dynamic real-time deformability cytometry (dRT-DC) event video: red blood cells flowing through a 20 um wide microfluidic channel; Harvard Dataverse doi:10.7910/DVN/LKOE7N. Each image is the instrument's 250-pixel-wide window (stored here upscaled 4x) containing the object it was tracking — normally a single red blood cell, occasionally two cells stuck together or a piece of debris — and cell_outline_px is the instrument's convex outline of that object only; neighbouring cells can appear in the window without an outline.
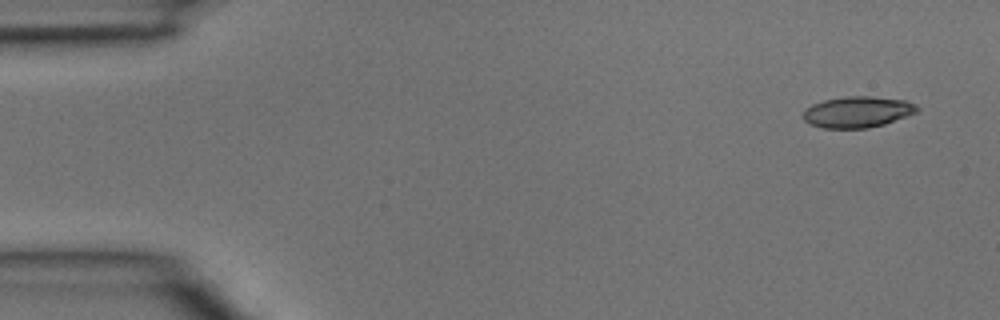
{"species": "common noctule bat (a hibernating species)", "species_latin": "Nyctalus noctula", "temperature_condition": "room temperature", "stored_images_in_passage": 3, "camera_frame_rate_fps": 3000, "um_per_image_px": 0.085, "animal": {"sex": "male", "body_mass_g": 15.6}, "frame": {"image": 1, "passage_image": 1, "time_ms": 0.0, "image_size_px": [1000, 320], "cell_outline_px": [[920, 108], [916, 112], [908, 116], [884, 124], [868, 128], [824, 128], [808, 124], [804, 120], [804, 112], [812, 104], [824, 100], [844, 96], [872, 96], [904, 100], [916, 104]], "centroid_in_image_um": [72.91, 9.51], "position_along_channel_um": 12.1, "area_um2": 20.69}}
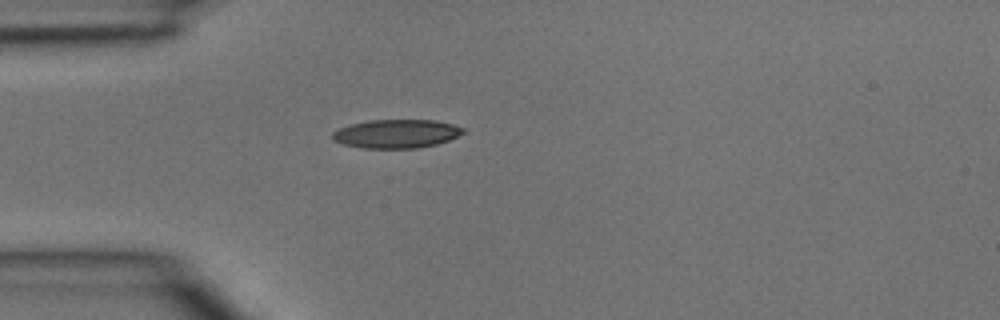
{"frame": {"image": 2, "passage_image": 3, "time_ms": 0.667, "image_size_px": [1000, 320], "cell_outline_px": [[464, 132], [448, 140], [436, 144], [416, 148], [360, 148], [344, 144], [332, 140], [332, 132], [348, 124], [368, 120], [436, 120], [452, 124], [464, 128]], "centroid_in_image_um": [33.65, 11.36], "position_along_channel_um": 51.4, "area_um2": 21.79}}